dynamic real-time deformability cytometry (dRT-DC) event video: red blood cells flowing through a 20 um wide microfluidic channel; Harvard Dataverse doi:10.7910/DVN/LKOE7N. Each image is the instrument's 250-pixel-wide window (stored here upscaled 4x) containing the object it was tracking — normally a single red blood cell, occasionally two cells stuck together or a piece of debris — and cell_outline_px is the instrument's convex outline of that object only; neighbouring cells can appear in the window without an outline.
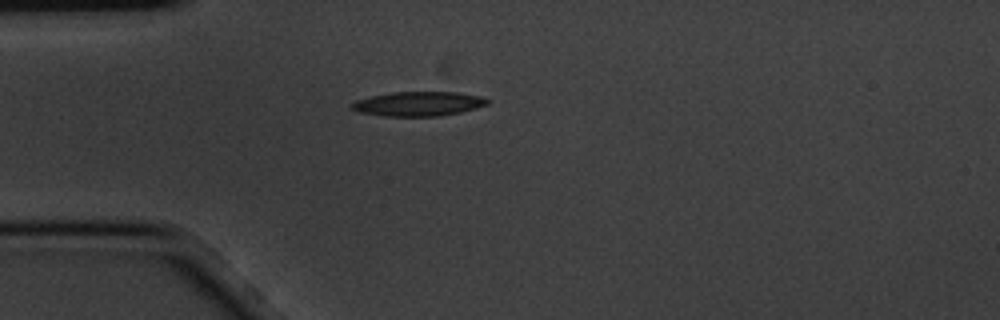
{"species": "common noctule bat (a hibernating species)", "species_latin": "Nyctalus noctula", "temperature_condition": "cold", "stored_images_in_passage": 2, "camera_frame_rate_fps": 3000, "um_per_image_px": 0.085, "animal": {"sex": "male", "body_mass_g": 20.1, "forearm_length_mm": 53.5}, "frame": {"image": 1, "passage_image": 1, "time_ms": 0.0, "image_size_px": [1000, 320], "cell_outline_px": [[492, 100], [488, 104], [476, 108], [460, 112], [436, 116], [384, 116], [360, 112], [352, 108], [352, 104], [356, 100], [372, 96], [392, 92], [460, 92], [480, 96]], "centroid_in_image_um": [35.62, 8.81], "position_along_channel_um": 49.4, "area_um2": 19.19}}